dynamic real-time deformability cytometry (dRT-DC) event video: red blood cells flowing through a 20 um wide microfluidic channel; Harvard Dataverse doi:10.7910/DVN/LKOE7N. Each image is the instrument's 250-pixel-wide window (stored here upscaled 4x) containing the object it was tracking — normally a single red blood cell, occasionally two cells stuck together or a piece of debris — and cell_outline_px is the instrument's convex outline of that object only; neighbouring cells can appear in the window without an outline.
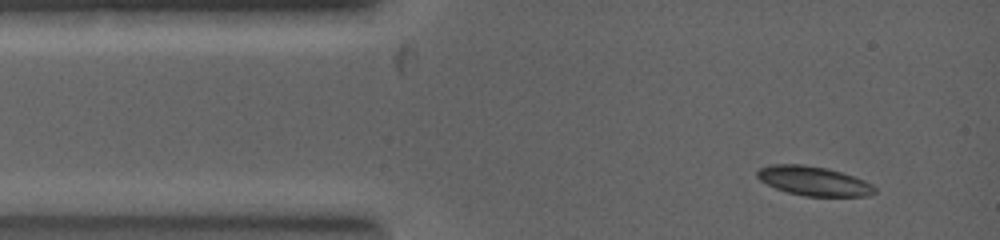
{"species": "common noctule bat (a hibernating species)", "species_latin": "Nyctalus noctula", "temperature_condition": "warm", "stored_images_in_passage": 2, "camera_frame_rate_fps": 5000, "um_per_image_px": 0.085, "animal": {"sex": "female", "body_mass_g": 19.0, "forearm_length_mm": 53.3}, "frame": {"image": 1, "passage_image": 1, "time_ms": 0.0, "image_size_px": [1000, 240], "cell_outline_px": [[876, 192], [868, 196], [804, 196], [788, 192], [776, 188], [760, 180], [756, 176], [756, 172], [760, 168], [772, 164], [804, 164], [828, 168], [864, 180], [872, 184], [876, 188]], "centroid_in_image_um": [69.16, 15.38], "position_along_channel_um": 15.8, "area_um2": 20.0}}